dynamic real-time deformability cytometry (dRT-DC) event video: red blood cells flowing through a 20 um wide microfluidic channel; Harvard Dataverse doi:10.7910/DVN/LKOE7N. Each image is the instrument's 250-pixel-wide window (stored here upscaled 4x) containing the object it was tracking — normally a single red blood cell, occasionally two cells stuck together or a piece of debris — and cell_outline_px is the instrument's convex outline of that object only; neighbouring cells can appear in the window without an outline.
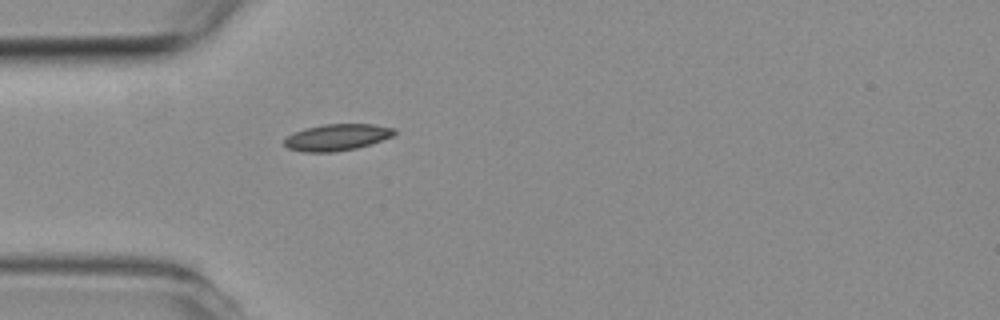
{"species": "common noctule bat (a hibernating species)", "species_latin": "Nyctalus noctula", "temperature_condition": "room temperature", "stored_images_in_passage": 1, "camera_frame_rate_fps": 3000, "um_per_image_px": 0.085, "animal": {"sex": "female", "body_mass_g": 19.3, "forearm_length_mm": 54.1}, "frame": {"image": 1, "passage_image": 1, "time_ms": 0.0, "image_size_px": [1000, 320], "cell_outline_px": [[396, 132], [392, 136], [356, 148], [332, 152], [304, 152], [288, 148], [284, 144], [284, 140], [288, 136], [304, 128], [324, 124], [372, 124], [396, 128]], "centroid_in_image_um": [28.63, 11.66], "position_along_channel_um": 56.4, "area_um2": 16.82}}